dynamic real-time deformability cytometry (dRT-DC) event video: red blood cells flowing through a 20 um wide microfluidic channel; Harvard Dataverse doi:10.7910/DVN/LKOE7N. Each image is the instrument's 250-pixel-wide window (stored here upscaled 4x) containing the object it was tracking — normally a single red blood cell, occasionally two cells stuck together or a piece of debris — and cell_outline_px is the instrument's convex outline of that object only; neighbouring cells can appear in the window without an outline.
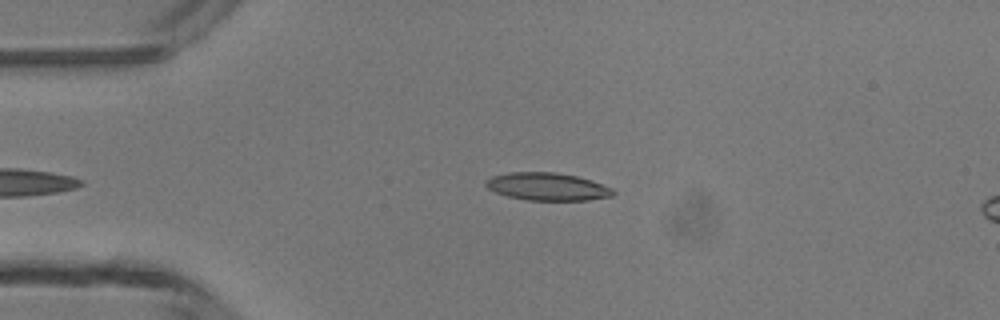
{"species": "common noctule bat (a hibernating species)", "species_latin": "Nyctalus noctula", "temperature_condition": "room temperature", "stored_images_in_passage": 5, "camera_frame_rate_fps": 3000, "um_per_image_px": 0.085, "animal": {"sex": "male", "body_mass_g": 13.3}, "frame": {"image": 1, "passage_image": 3, "time_ms": 3.333, "image_size_px": [1000, 320], "cell_outline_px": [[616, 192], [612, 196], [588, 200], [528, 200], [508, 196], [496, 192], [488, 188], [484, 184], [484, 180], [492, 176], [508, 172], [556, 172], [576, 176], [592, 180], [612, 188]], "centroid_in_image_um": [46.52, 15.85], "position_along_channel_um": 38.5, "area_um2": 20.58}}